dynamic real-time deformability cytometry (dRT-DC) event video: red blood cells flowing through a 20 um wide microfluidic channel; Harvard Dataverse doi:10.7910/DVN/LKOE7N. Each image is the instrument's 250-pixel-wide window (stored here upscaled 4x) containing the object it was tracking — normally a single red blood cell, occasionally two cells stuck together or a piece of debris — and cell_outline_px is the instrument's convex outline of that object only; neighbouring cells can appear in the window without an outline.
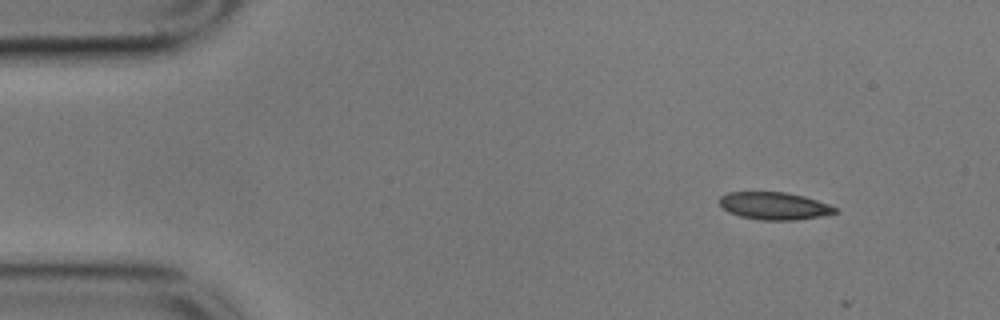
{"species": "common noctule bat (a hibernating species)", "species_latin": "Nyctalus noctula", "temperature_condition": "cold", "stored_images_in_passage": 5, "camera_frame_rate_fps": 3000, "um_per_image_px": 0.085, "animal": {"sex": "male", "body_mass_g": 17.9}, "frame": {"image": 1, "passage_image": 1, "time_ms": 0.0, "image_size_px": [1000, 320], "cell_outline_px": [[840, 212], [820, 216], [796, 220], [760, 220], [740, 216], [728, 212], [720, 204], [720, 196], [728, 192], [784, 192], [804, 196], [828, 204], [836, 208]], "centroid_in_image_um": [65.81, 17.5], "position_along_channel_um": 19.2, "area_um2": 18.44}}